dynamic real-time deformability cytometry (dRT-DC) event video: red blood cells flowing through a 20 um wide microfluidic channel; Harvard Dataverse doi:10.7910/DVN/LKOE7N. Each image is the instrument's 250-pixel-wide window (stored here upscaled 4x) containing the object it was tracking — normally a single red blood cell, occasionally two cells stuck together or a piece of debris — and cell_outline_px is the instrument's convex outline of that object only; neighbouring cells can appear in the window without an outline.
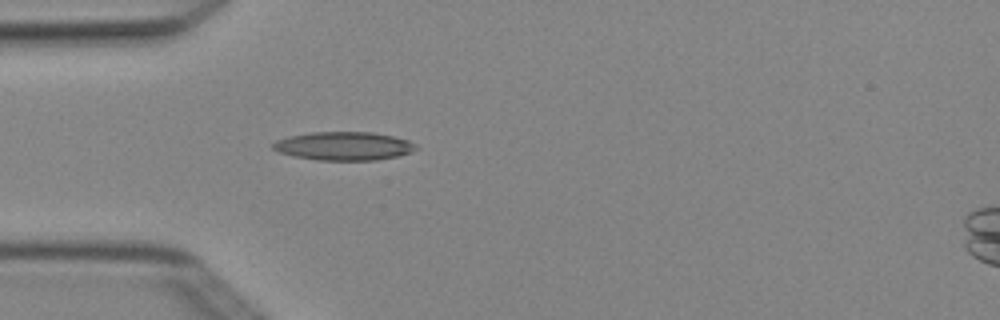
{"species": "Egyptian fruit bat (a non-hibernating species)", "species_latin": "Rousettus aegyptiacus", "temperature_condition": "cold", "stored_images_in_passage": 3, "camera_frame_rate_fps": 3000, "um_per_image_px": 0.085, "animal": {"sex": "female"}, "frame": {"image": 1, "passage_image": 3, "time_ms": 0.667, "image_size_px": [1000, 320], "cell_outline_px": [[420, 148], [412, 152], [400, 156], [376, 160], [316, 160], [292, 156], [280, 152], [272, 148], [272, 144], [276, 140], [288, 136], [312, 132], [372, 132], [392, 136], [408, 140], [416, 144]], "centroid_in_image_um": [29.25, 12.41], "position_along_channel_um": 55.8, "area_um2": 23.93}}